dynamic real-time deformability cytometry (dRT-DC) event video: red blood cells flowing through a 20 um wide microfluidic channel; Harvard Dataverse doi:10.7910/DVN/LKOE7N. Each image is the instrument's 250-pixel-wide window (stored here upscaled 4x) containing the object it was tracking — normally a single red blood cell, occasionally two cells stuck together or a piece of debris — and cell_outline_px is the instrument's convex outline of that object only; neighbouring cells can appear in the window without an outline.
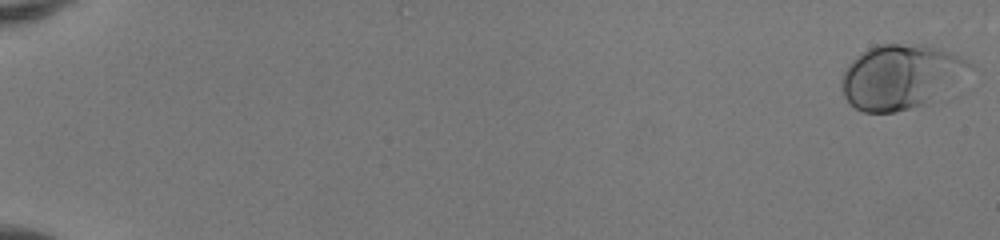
{"species": "human", "species_latin": "Homo sapiens", "temperature_condition": "room temperature", "stored_images_in_passage": 52, "camera_frame_rate_fps": 3000, "um_per_image_px": 0.085, "donor": {"sex": "female"}, "frame": {"image": 1, "passage_image": 1, "time_ms": 0.0, "image_size_px": [1000, 240], "cell_outline_px": [[972, 64], [940, 100], [928, 104], [896, 112], [864, 112], [856, 108], [844, 96], [840, 84], [840, 80], [848, 64], [860, 52], [876, 44], [928, 44], [940, 48], [960, 56]], "centroid_in_image_um": [76.54, 6.52], "position_along_channel_um": 8.5, "area_um2": 48.49}}
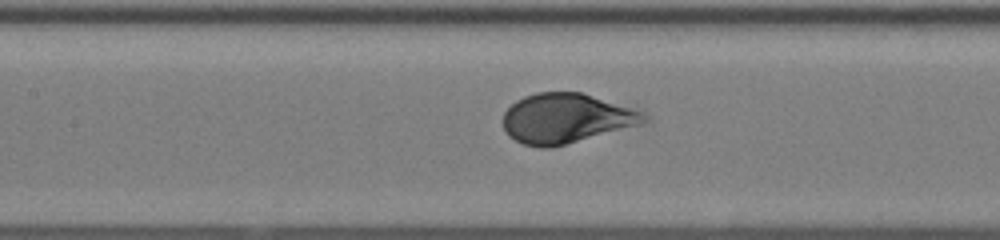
{"frame": {"image": 2, "passage_image": 27, "time_ms": 8.667, "image_size_px": [1000, 240], "cell_outline_px": [[648, 120], [640, 124], [552, 148], [540, 148], [524, 144], [508, 136], [504, 128], [504, 112], [516, 100], [524, 96], [536, 92], [580, 92], [640, 112], [648, 116]], "centroid_in_image_um": [48.04, 10.07], "position_along_channel_um": 159.4, "area_um2": 40.17}}
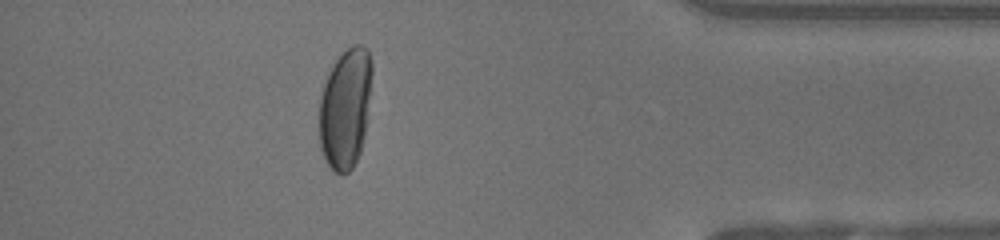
{"frame": {"image": 3, "passage_image": 47, "time_ms": 15.333, "image_size_px": [1000, 240], "cell_outline_px": [[372, 72], [364, 136], [360, 152], [352, 168], [344, 176], [336, 172], [328, 164], [320, 148], [320, 100], [324, 84], [328, 72], [336, 60], [352, 44], [360, 44], [368, 48], [372, 64]], "centroid_in_image_um": [29.36, 9.19], "position_along_channel_um": 405.8, "area_um2": 36.59}, "authors_computed_cell_mechanics": {"area_um2": 41.6449, "velocity_mm_per_s": 4.1277, "shape_relaxation_time_tau1_ms": 4.1637, "shape_relaxation_time_tau2_ms": null, "deformation_change_tau1": 0.1887, "deformation_change_tau2": null}}